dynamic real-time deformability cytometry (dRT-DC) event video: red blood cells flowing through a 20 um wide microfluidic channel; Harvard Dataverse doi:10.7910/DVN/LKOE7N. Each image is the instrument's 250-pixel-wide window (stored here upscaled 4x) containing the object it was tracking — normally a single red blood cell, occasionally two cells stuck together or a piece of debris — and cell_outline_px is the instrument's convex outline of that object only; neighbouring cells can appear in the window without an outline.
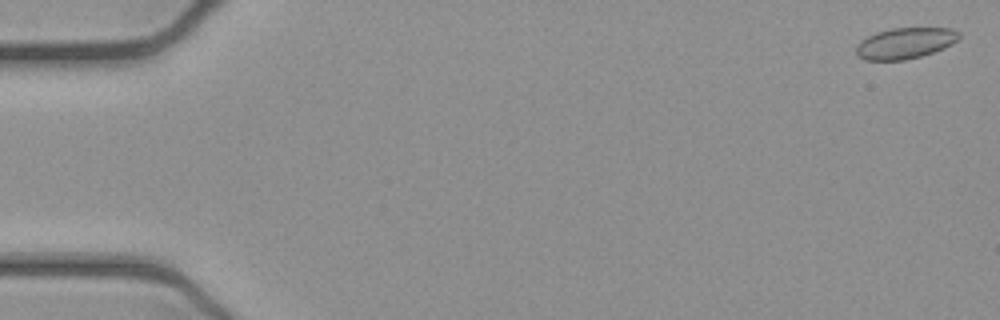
{"species": "common noctule bat (a hibernating species)", "species_latin": "Nyctalus noctula", "temperature_condition": "cold", "stored_images_in_passage": 54, "camera_frame_rate_fps": 3000, "um_per_image_px": 0.085, "animal": {"sex": "female", "body_mass_g": 21.9}, "frame": {"image": 1, "passage_image": 2, "time_ms": 0.333, "image_size_px": [1000, 320], "cell_outline_px": [[960, 36], [952, 44], [944, 48], [920, 56], [904, 60], [864, 60], [856, 52], [856, 44], [860, 40], [876, 32], [892, 28], [952, 28], [960, 32]], "centroid_in_image_um": [76.93, 3.66], "position_along_channel_um": 8.1, "area_um2": 18.55}}
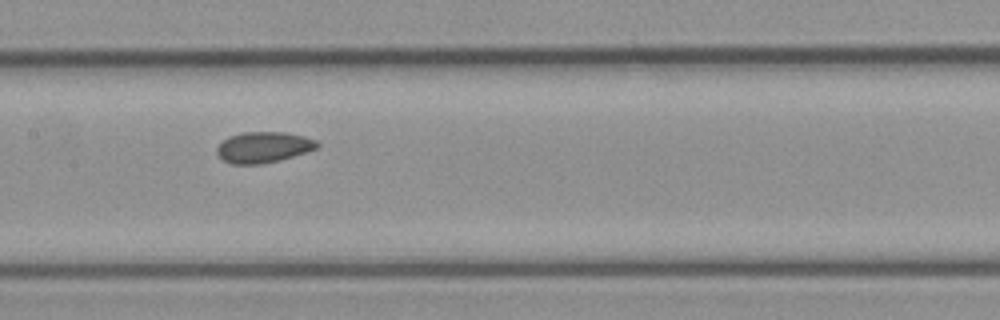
{"frame": {"image": 2, "passage_image": 27, "time_ms": 8.667, "image_size_px": [1000, 320], "cell_outline_px": [[320, 144], [316, 148], [280, 160], [260, 164], [232, 164], [224, 160], [216, 152], [216, 148], [228, 136], [244, 132], [284, 132], [304, 136], [316, 140]], "centroid_in_image_um": [22.38, 12.51], "position_along_channel_um": 185.0, "area_um2": 17.86}}
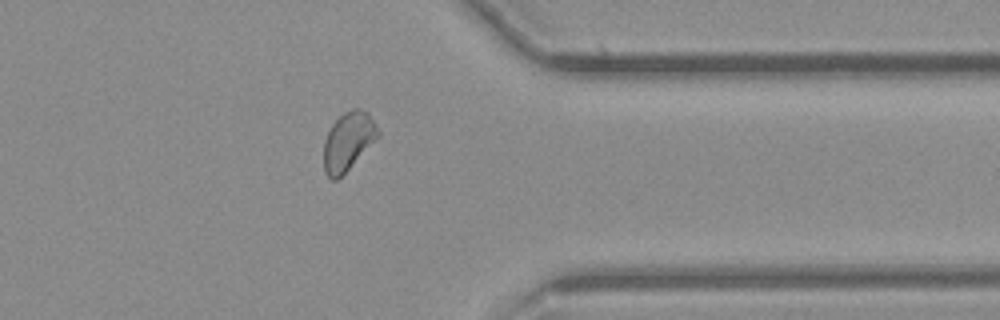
{"frame": {"image": 3, "passage_image": 43, "time_ms": 14.0, "image_size_px": [1000, 320], "cell_outline_px": [[380, 136], [336, 180], [332, 180], [324, 172], [324, 140], [332, 124], [344, 112], [352, 108], [360, 108], [368, 112], [380, 132]], "centroid_in_image_um": [29.59, 11.98], "position_along_channel_um": 381.8, "area_um2": 18.21}, "authors_computed_cell_mechanics": {"area_um2": 18.4382, "velocity_mm_per_s": 3.8782, "shape_relaxation_time_tau1_ms": null, "shape_relaxation_time_tau2_ms": 2.3807, "deformation_change_tau1": null, "deformation_change_tau2": 0.0599}}